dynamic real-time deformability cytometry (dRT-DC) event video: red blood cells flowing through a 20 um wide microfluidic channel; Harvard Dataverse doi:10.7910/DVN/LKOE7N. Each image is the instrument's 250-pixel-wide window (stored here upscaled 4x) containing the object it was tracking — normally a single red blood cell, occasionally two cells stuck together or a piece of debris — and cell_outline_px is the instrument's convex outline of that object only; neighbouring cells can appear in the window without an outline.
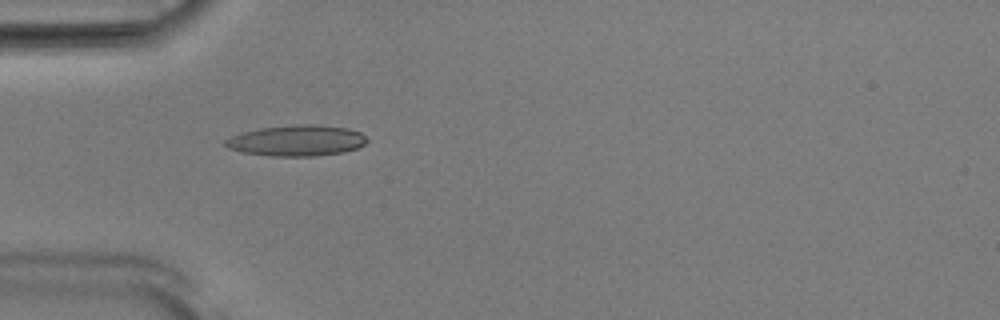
{"species": "Egyptian fruit bat (a non-hibernating species)", "species_latin": "Rousettus aegyptiacus", "temperature_condition": "room temperature", "stored_images_in_passage": 52, "camera_frame_rate_fps": 3000, "um_per_image_px": 0.085, "animal": {"sex": "male"}, "frame": {"image": 1, "passage_image": 16, "time_ms": 5.0, "image_size_px": [1000, 320], "cell_outline_px": [[368, 140], [364, 144], [356, 148], [344, 152], [316, 156], [272, 156], [244, 152], [228, 148], [224, 144], [224, 140], [240, 132], [260, 128], [296, 124], [316, 124], [348, 128], [360, 132]], "centroid_in_image_um": [25.21, 11.94], "position_along_channel_um": 59.8, "area_um2": 25.55}}
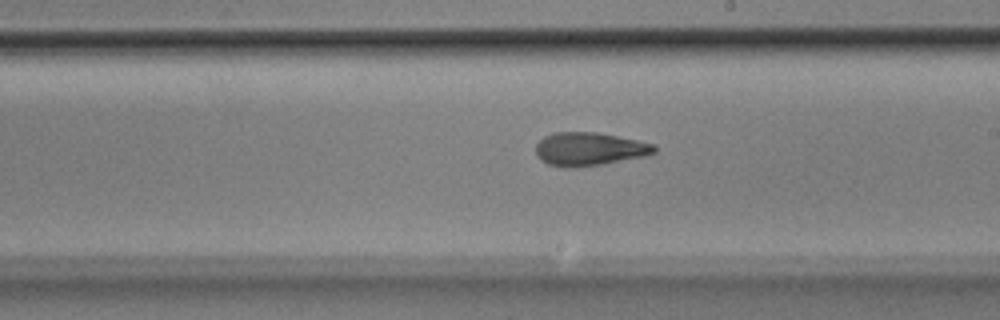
{"frame": {"image": 2, "passage_image": 30, "time_ms": 9.667, "image_size_px": [1000, 320], "cell_outline_px": [[656, 152], [644, 156], [604, 164], [576, 168], [564, 168], [548, 164], [540, 160], [536, 156], [536, 144], [544, 136], [552, 132], [596, 132], [656, 144]], "centroid_in_image_um": [50.06, 12.68], "position_along_channel_um": 238.9, "area_um2": 23.24}}
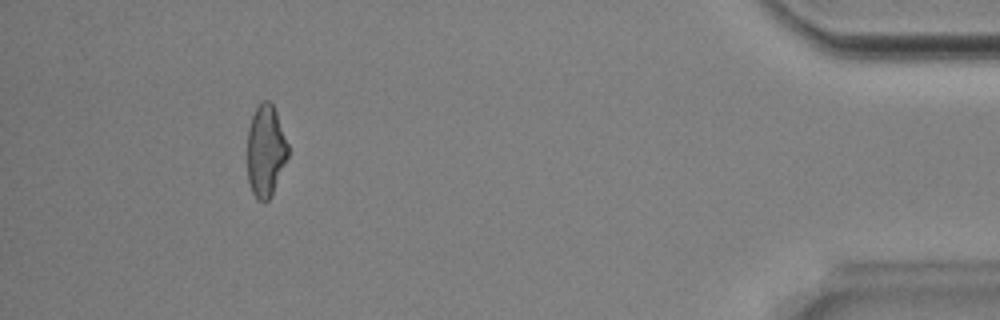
{"frame": {"image": 3, "passage_image": 48, "time_ms": 15.667, "image_size_px": [1000, 320], "cell_outline_px": [[288, 156], [272, 192], [268, 200], [264, 204], [256, 200], [252, 192], [248, 180], [248, 128], [252, 116], [256, 108], [264, 100], [268, 100], [272, 104], [276, 112], [288, 144]], "centroid_in_image_um": [22.57, 12.84], "position_along_channel_um": 412.6, "area_um2": 21.5}, "authors_computed_cell_mechanics": {"area_um2": 23.0044, "velocity_mm_per_s": 3.9102, "shape_relaxation_time_tau1_ms": 6.2734, "shape_relaxation_time_tau2_ms": 2.8203, "deformation_change_tau1": 0.1796, "deformation_change_tau2": 0.1108}}